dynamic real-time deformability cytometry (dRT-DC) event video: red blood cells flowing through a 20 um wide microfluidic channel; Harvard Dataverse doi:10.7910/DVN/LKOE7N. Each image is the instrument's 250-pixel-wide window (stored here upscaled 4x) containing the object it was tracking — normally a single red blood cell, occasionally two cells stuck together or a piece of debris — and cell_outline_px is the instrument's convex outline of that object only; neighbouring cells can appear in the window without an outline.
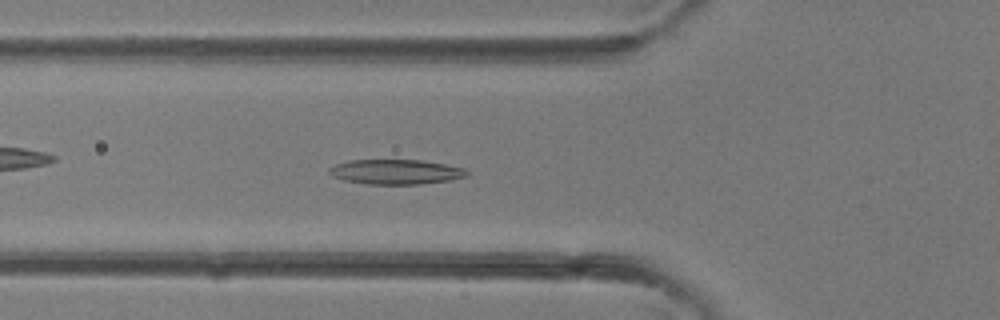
{"species": "common noctule bat (a hibernating species)", "species_latin": "Nyctalus noctula", "temperature_condition": "room temperature", "stored_images_in_passage": 30, "camera_frame_rate_fps": 3000, "um_per_image_px": 0.085, "animal": {"sex": "female"}, "frame": {"image": 1, "passage_image": 4, "time_ms": 1.0, "image_size_px": [1000, 320], "cell_outline_px": [[468, 176], [452, 180], [420, 184], [364, 184], [344, 180], [332, 176], [328, 172], [328, 168], [336, 164], [348, 160], [420, 160], [444, 164], [464, 168], [468, 172]], "centroid_in_image_um": [33.63, 14.61], "position_along_channel_um": 92.2, "area_um2": 20.0}}
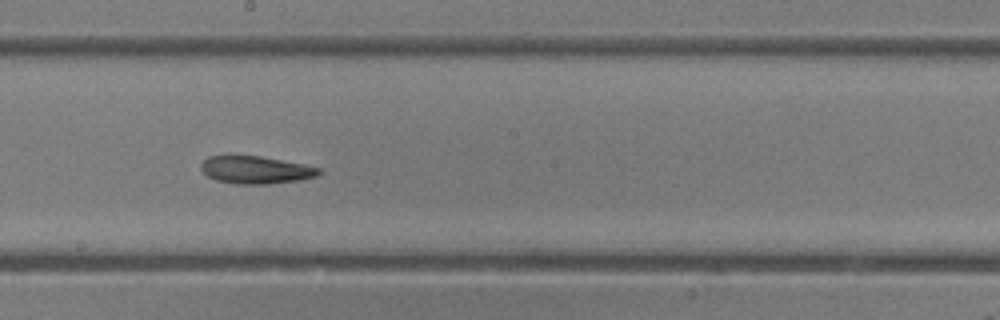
{"frame": {"image": 2, "passage_image": 12, "time_ms": 3.667, "image_size_px": [1000, 320], "cell_outline_px": [[320, 172], [316, 176], [300, 180], [268, 184], [236, 184], [216, 180], [208, 176], [200, 168], [200, 164], [208, 156], [228, 152], [260, 156], [320, 168]], "centroid_in_image_um": [21.62, 14.4], "position_along_channel_um": 226.6, "area_um2": 19.42}}
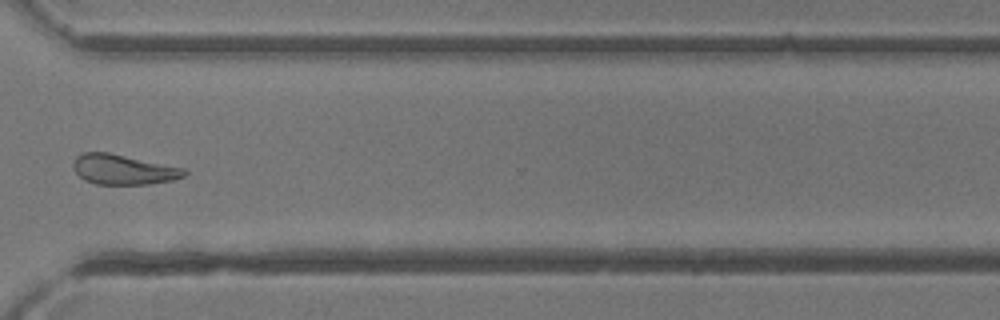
{"frame": {"image": 3, "passage_image": 20, "time_ms": 6.333, "image_size_px": [1000, 320], "cell_outline_px": [[188, 172], [184, 176], [172, 180], [148, 184], [96, 184], [84, 180], [76, 172], [72, 164], [76, 156], [84, 152], [108, 152], [184, 168]], "centroid_in_image_um": [10.47, 14.4], "position_along_channel_um": 360.1, "area_um2": 19.31}}